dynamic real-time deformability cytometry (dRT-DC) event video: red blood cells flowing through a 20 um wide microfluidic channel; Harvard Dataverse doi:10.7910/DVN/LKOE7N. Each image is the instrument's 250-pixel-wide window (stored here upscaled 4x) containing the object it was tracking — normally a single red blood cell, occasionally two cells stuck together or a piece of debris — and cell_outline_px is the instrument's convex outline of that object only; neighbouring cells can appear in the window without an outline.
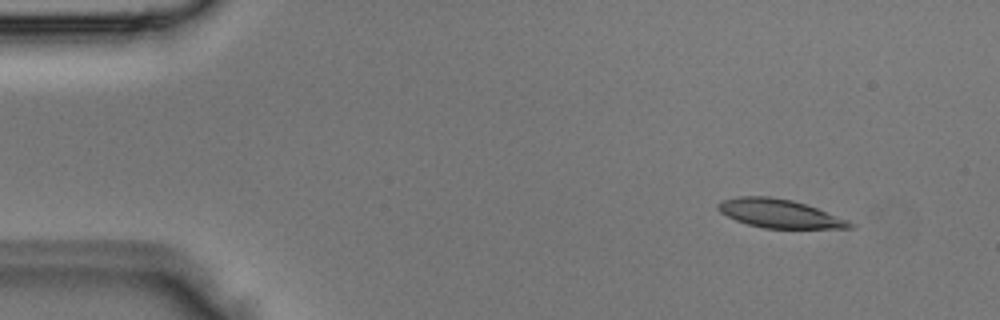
{"species": "Egyptian fruit bat (a non-hibernating species)", "species_latin": "Rousettus aegyptiacus", "temperature_condition": "room temperature", "stored_images_in_passage": 3, "segment_of_instrument_passage": [2, 2], "camera_frame_rate_fps": 3000, "um_per_image_px": 0.085, "animal": {"sex": "male"}, "frame": {"image": 1, "passage_image": 3, "time_ms": 0.667, "image_size_px": [1000, 320], "cell_outline_px": [[856, 228], [764, 228], [748, 224], [736, 220], [720, 212], [716, 208], [716, 204], [724, 200], [736, 196], [768, 196], [792, 200], [816, 208], [848, 220], [856, 224]], "centroid_in_image_um": [66.25, 18.15], "position_along_channel_um": 18.8, "area_um2": 21.79}}